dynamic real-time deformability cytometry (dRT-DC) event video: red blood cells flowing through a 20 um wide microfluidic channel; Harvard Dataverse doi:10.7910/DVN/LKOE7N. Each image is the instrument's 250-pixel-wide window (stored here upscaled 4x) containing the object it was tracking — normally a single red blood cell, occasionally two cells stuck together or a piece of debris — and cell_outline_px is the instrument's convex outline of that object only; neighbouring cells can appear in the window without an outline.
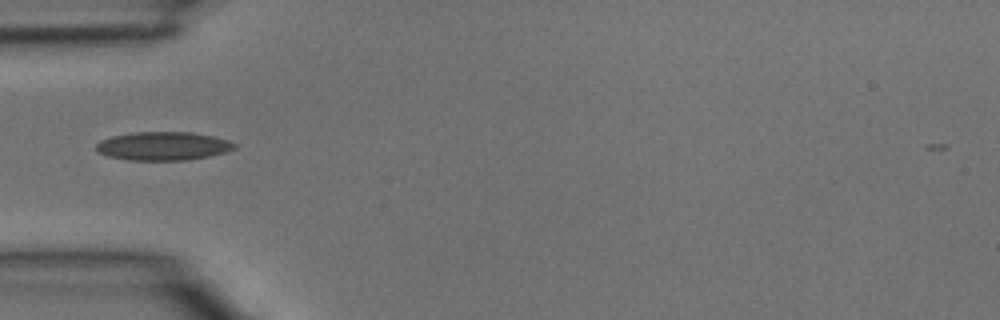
{"species": "common noctule bat (a hibernating species)", "species_latin": "Nyctalus noctula", "temperature_condition": "room temperature", "stored_images_in_passage": 1, "camera_frame_rate_fps": 3000, "um_per_image_px": 0.085, "animal": {"sex": "male", "body_mass_g": 15.6}, "frame": {"image": 1, "passage_image": 1, "time_ms": 0.0, "image_size_px": [1000, 320], "cell_outline_px": [[236, 148], [224, 152], [208, 156], [188, 160], [128, 160], [108, 156], [96, 152], [96, 144], [100, 140], [112, 136], [132, 132], [192, 132], [212, 136], [228, 140], [236, 144]], "centroid_in_image_um": [13.83, 12.41], "position_along_channel_um": 71.2, "area_um2": 23.0}}